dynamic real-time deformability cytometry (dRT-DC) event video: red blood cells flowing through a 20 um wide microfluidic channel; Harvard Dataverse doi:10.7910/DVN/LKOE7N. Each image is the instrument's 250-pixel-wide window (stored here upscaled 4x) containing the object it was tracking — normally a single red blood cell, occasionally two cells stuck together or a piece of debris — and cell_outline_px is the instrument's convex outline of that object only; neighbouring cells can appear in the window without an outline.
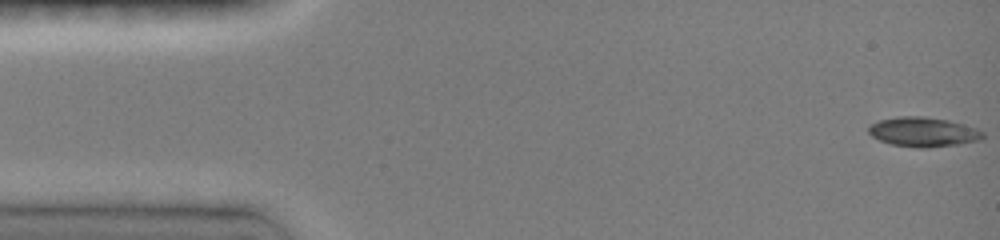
{"species": "common noctule bat (a hibernating species)", "species_latin": "Nyctalus noctula", "temperature_condition": "room temperature", "stored_images_in_passage": 47, "camera_frame_rate_fps": 3000, "um_per_image_px": 0.085, "animal": {"sex": "female", "body_mass_g": 19.0, "forearm_length_mm": 51.5}, "frame": {"image": 1, "passage_image": 1, "time_ms": 0.0, "image_size_px": [1000, 240], "cell_outline_px": [[984, 136], [976, 140], [956, 144], [924, 148], [892, 144], [880, 140], [872, 136], [868, 132], [868, 128], [872, 124], [880, 120], [900, 116], [924, 116], [948, 120], [984, 132]], "centroid_in_image_um": [78.42, 11.2], "position_along_channel_um": 6.6, "area_um2": 19.07}}
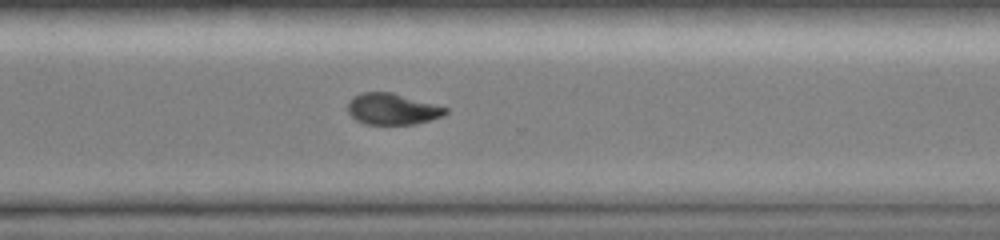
{"frame": {"image": 2, "passage_image": 34, "time_ms": 11.0, "image_size_px": [1000, 240], "cell_outline_px": [[448, 112], [444, 116], [412, 124], [364, 124], [356, 120], [348, 112], [348, 100], [352, 96], [360, 92], [392, 92], [448, 108]], "centroid_in_image_um": [33.31, 9.26], "position_along_channel_um": 337.3, "area_um2": 17.8}}
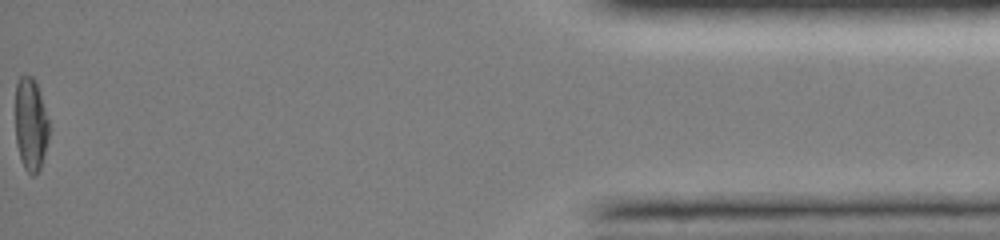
{"frame": {"image": 3, "passage_image": 47, "time_ms": 15.333, "image_size_px": [1000, 240], "cell_outline_px": [[48, 136], [40, 168], [32, 176], [24, 168], [20, 160], [16, 144], [16, 84], [20, 76], [32, 76], [36, 84], [48, 120]], "centroid_in_image_um": [2.58, 10.6], "position_along_channel_um": 432.6, "area_um2": 17.74}, "authors_computed_cell_mechanics": {"area_um2": 18.7272, "velocity_mm_per_s": 4.1244, "shape_relaxation_time_tau1_ms": 6.9047, "shape_relaxation_time_tau2_ms": 7.068, "deformation_change_tau1": 0.1891, "deformation_change_tau2": 0.1172}}